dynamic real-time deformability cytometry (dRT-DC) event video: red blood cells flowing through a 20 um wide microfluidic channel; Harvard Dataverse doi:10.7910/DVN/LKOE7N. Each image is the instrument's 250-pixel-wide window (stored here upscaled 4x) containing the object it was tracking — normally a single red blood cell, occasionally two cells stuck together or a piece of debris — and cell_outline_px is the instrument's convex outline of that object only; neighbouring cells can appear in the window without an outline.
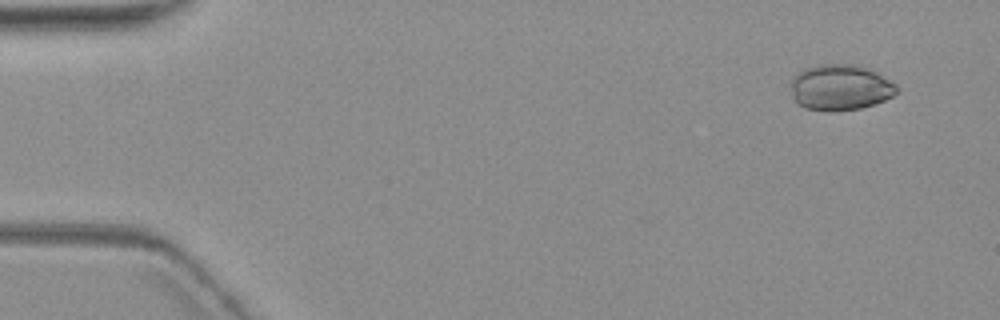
{"species": "common noctule bat (a hibernating species)", "species_latin": "Nyctalus noctula", "temperature_condition": "warm", "stored_images_in_passage": 5, "camera_frame_rate_fps": 3000, "um_per_image_px": 0.085, "animal": {"sex": "female", "body_mass_g": 19.3, "forearm_length_mm": 54.1}, "frame": {"image": 1, "passage_image": 1, "time_ms": 0.0, "image_size_px": [1000, 320], "cell_outline_px": [[896, 92], [892, 96], [876, 104], [860, 108], [832, 112], [828, 112], [804, 108], [792, 96], [792, 76], [796, 72], [820, 64], [860, 64], [876, 72], [896, 84]], "centroid_in_image_um": [71.41, 7.43], "position_along_channel_um": 13.6, "area_um2": 28.38}}
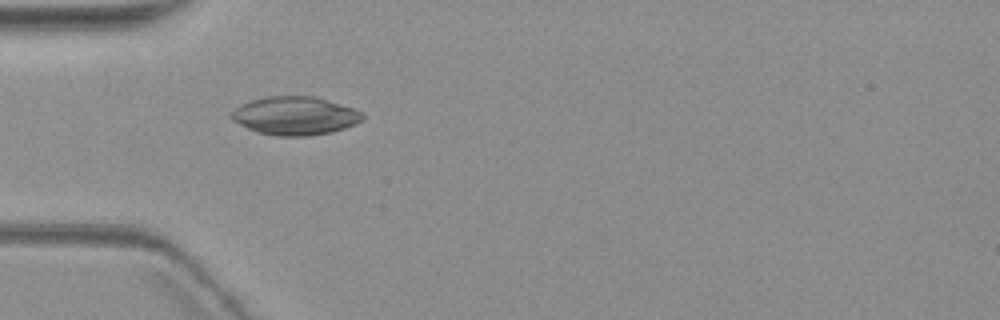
{"frame": {"image": 2, "passage_image": 4, "time_ms": 4.667, "image_size_px": [1000, 320], "cell_outline_px": [[364, 116], [356, 124], [332, 132], [308, 136], [276, 136], [256, 132], [232, 120], [232, 112], [240, 104], [252, 100], [268, 96], [316, 96], [356, 108], [364, 112]], "centroid_in_image_um": [25.12, 9.84], "position_along_channel_um": 59.9, "area_um2": 29.48}}
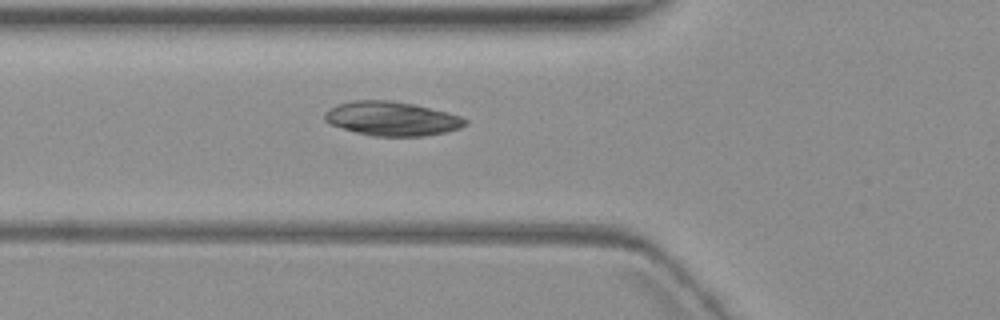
{"frame": {"image": 3, "passage_image": 5, "time_ms": 5.667, "image_size_px": [1000, 320], "cell_outline_px": [[468, 124], [460, 128], [444, 132], [424, 136], [372, 136], [356, 132], [328, 124], [324, 120], [324, 112], [328, 108], [336, 104], [356, 100], [392, 100], [412, 104], [448, 112], [460, 116], [468, 120]], "centroid_in_image_um": [33.28, 10.08], "position_along_channel_um": 92.5, "area_um2": 28.09}}